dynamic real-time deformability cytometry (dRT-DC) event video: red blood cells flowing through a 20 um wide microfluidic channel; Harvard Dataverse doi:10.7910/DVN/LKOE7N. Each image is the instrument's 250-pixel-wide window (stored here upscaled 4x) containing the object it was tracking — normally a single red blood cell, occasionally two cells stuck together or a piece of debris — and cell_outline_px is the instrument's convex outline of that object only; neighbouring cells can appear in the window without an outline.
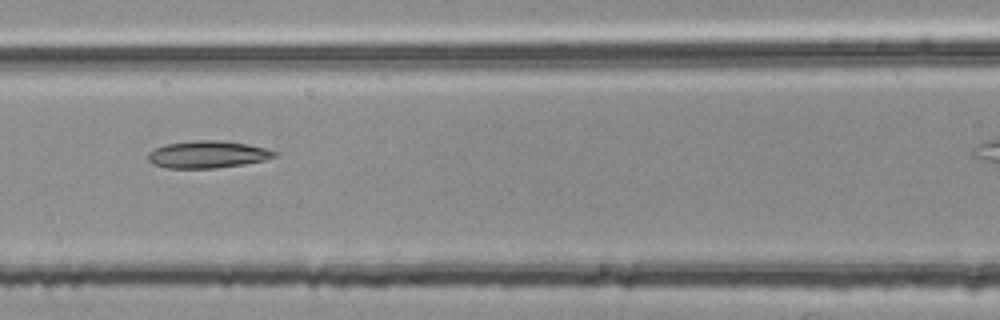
{"species": "common noctule bat (a hibernating species)", "species_latin": "Nyctalus noctula", "temperature_condition": "room temperature", "stored_images_in_passage": 6, "camera_frame_rate_fps": 3000, "um_per_image_px": 0.085, "animal": {"sex": "female", "body_mass_g": 25.1}, "frame": {"image": 1, "passage_image": 4, "time_ms": 1.0, "image_size_px": [1000, 320], "cell_outline_px": [[280, 152], [276, 156], [264, 160], [244, 164], [212, 168], [168, 168], [152, 164], [148, 160], [148, 152], [164, 144], [192, 140], [220, 140], [248, 144], [268, 148]], "centroid_in_image_um": [17.66, 13.11], "position_along_channel_um": 148.9, "area_um2": 20.23}}
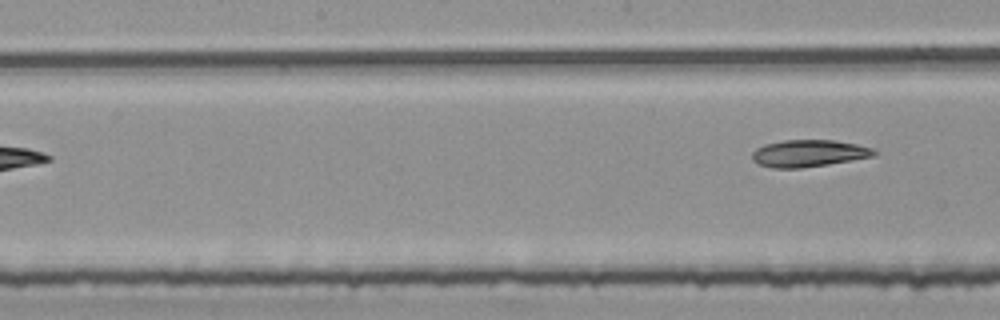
{"frame": {"image": 2, "passage_image": 6, "time_ms": 1.667, "image_size_px": [1000, 320], "cell_outline_px": [[876, 156], [828, 164], [800, 168], [772, 168], [760, 164], [752, 160], [752, 152], [756, 148], [764, 144], [784, 140], [836, 140], [856, 144], [872, 148], [876, 152]], "centroid_in_image_um": [68.73, 13.03], "position_along_channel_um": 179.5, "area_um2": 19.19}}